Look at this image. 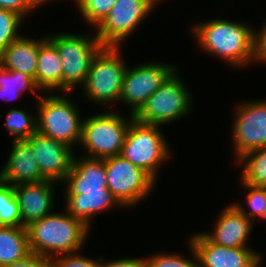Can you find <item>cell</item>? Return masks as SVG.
I'll return each instance as SVG.
<instances>
[{
  "label": "cell",
  "mask_w": 266,
  "mask_h": 267,
  "mask_svg": "<svg viewBox=\"0 0 266 267\" xmlns=\"http://www.w3.org/2000/svg\"><path fill=\"white\" fill-rule=\"evenodd\" d=\"M191 32L202 51L232 67L256 62V31L244 22L213 19L192 25Z\"/></svg>",
  "instance_id": "cell-1"
},
{
  "label": "cell",
  "mask_w": 266,
  "mask_h": 267,
  "mask_svg": "<svg viewBox=\"0 0 266 267\" xmlns=\"http://www.w3.org/2000/svg\"><path fill=\"white\" fill-rule=\"evenodd\" d=\"M53 94H41L37 100V133L71 148L80 146L83 120L77 105L64 92L63 95Z\"/></svg>",
  "instance_id": "cell-3"
},
{
  "label": "cell",
  "mask_w": 266,
  "mask_h": 267,
  "mask_svg": "<svg viewBox=\"0 0 266 267\" xmlns=\"http://www.w3.org/2000/svg\"><path fill=\"white\" fill-rule=\"evenodd\" d=\"M104 267H147L146 258H122L105 261Z\"/></svg>",
  "instance_id": "cell-35"
},
{
  "label": "cell",
  "mask_w": 266,
  "mask_h": 267,
  "mask_svg": "<svg viewBox=\"0 0 266 267\" xmlns=\"http://www.w3.org/2000/svg\"><path fill=\"white\" fill-rule=\"evenodd\" d=\"M156 5L151 0H117L104 20L94 29L103 46H121Z\"/></svg>",
  "instance_id": "cell-10"
},
{
  "label": "cell",
  "mask_w": 266,
  "mask_h": 267,
  "mask_svg": "<svg viewBox=\"0 0 266 267\" xmlns=\"http://www.w3.org/2000/svg\"><path fill=\"white\" fill-rule=\"evenodd\" d=\"M62 61V92L71 93L86 82L93 58L103 47L97 36L58 33L46 35ZM92 37V38H91Z\"/></svg>",
  "instance_id": "cell-6"
},
{
  "label": "cell",
  "mask_w": 266,
  "mask_h": 267,
  "mask_svg": "<svg viewBox=\"0 0 266 267\" xmlns=\"http://www.w3.org/2000/svg\"><path fill=\"white\" fill-rule=\"evenodd\" d=\"M161 127L142 123L134 118L129 125L120 154L147 172L156 182L159 168L172 154Z\"/></svg>",
  "instance_id": "cell-4"
},
{
  "label": "cell",
  "mask_w": 266,
  "mask_h": 267,
  "mask_svg": "<svg viewBox=\"0 0 266 267\" xmlns=\"http://www.w3.org/2000/svg\"><path fill=\"white\" fill-rule=\"evenodd\" d=\"M2 267H52V259L30 252L24 258Z\"/></svg>",
  "instance_id": "cell-33"
},
{
  "label": "cell",
  "mask_w": 266,
  "mask_h": 267,
  "mask_svg": "<svg viewBox=\"0 0 266 267\" xmlns=\"http://www.w3.org/2000/svg\"><path fill=\"white\" fill-rule=\"evenodd\" d=\"M0 226H22L14 186L0 181Z\"/></svg>",
  "instance_id": "cell-26"
},
{
  "label": "cell",
  "mask_w": 266,
  "mask_h": 267,
  "mask_svg": "<svg viewBox=\"0 0 266 267\" xmlns=\"http://www.w3.org/2000/svg\"><path fill=\"white\" fill-rule=\"evenodd\" d=\"M44 3L47 2L45 0H0V9L15 12L24 19Z\"/></svg>",
  "instance_id": "cell-32"
},
{
  "label": "cell",
  "mask_w": 266,
  "mask_h": 267,
  "mask_svg": "<svg viewBox=\"0 0 266 267\" xmlns=\"http://www.w3.org/2000/svg\"><path fill=\"white\" fill-rule=\"evenodd\" d=\"M189 248L191 249L190 252L192 254V259L185 258L178 253H157L154 255H149L146 257V264L147 267H198V257L196 250L189 242Z\"/></svg>",
  "instance_id": "cell-29"
},
{
  "label": "cell",
  "mask_w": 266,
  "mask_h": 267,
  "mask_svg": "<svg viewBox=\"0 0 266 267\" xmlns=\"http://www.w3.org/2000/svg\"><path fill=\"white\" fill-rule=\"evenodd\" d=\"M64 196L65 210L88 227L92 226L91 220L97 214L121 206L108 188H102L101 191H79V195Z\"/></svg>",
  "instance_id": "cell-19"
},
{
  "label": "cell",
  "mask_w": 266,
  "mask_h": 267,
  "mask_svg": "<svg viewBox=\"0 0 266 267\" xmlns=\"http://www.w3.org/2000/svg\"><path fill=\"white\" fill-rule=\"evenodd\" d=\"M240 185H243L245 189H247V195H245V204L249 208V213L246 209L241 205V203H233L241 213H243L247 218H249L252 222L257 217H261L263 210L266 207V187H256L249 184L244 183L240 180Z\"/></svg>",
  "instance_id": "cell-28"
},
{
  "label": "cell",
  "mask_w": 266,
  "mask_h": 267,
  "mask_svg": "<svg viewBox=\"0 0 266 267\" xmlns=\"http://www.w3.org/2000/svg\"><path fill=\"white\" fill-rule=\"evenodd\" d=\"M175 64L147 62L126 68L120 102L135 114L166 80L177 70Z\"/></svg>",
  "instance_id": "cell-11"
},
{
  "label": "cell",
  "mask_w": 266,
  "mask_h": 267,
  "mask_svg": "<svg viewBox=\"0 0 266 267\" xmlns=\"http://www.w3.org/2000/svg\"><path fill=\"white\" fill-rule=\"evenodd\" d=\"M107 188L121 207L129 208L155 190L156 181L121 155L104 158Z\"/></svg>",
  "instance_id": "cell-9"
},
{
  "label": "cell",
  "mask_w": 266,
  "mask_h": 267,
  "mask_svg": "<svg viewBox=\"0 0 266 267\" xmlns=\"http://www.w3.org/2000/svg\"><path fill=\"white\" fill-rule=\"evenodd\" d=\"M120 113L105 111L83 119L80 145L87 152L83 156L104 159L121 154L134 115L129 111V115L125 118Z\"/></svg>",
  "instance_id": "cell-7"
},
{
  "label": "cell",
  "mask_w": 266,
  "mask_h": 267,
  "mask_svg": "<svg viewBox=\"0 0 266 267\" xmlns=\"http://www.w3.org/2000/svg\"><path fill=\"white\" fill-rule=\"evenodd\" d=\"M55 183L57 182L44 180L14 186V193L20 208L22 227H27L53 213Z\"/></svg>",
  "instance_id": "cell-15"
},
{
  "label": "cell",
  "mask_w": 266,
  "mask_h": 267,
  "mask_svg": "<svg viewBox=\"0 0 266 267\" xmlns=\"http://www.w3.org/2000/svg\"><path fill=\"white\" fill-rule=\"evenodd\" d=\"M39 39L21 35L0 53V65L9 71H20L35 79Z\"/></svg>",
  "instance_id": "cell-20"
},
{
  "label": "cell",
  "mask_w": 266,
  "mask_h": 267,
  "mask_svg": "<svg viewBox=\"0 0 266 267\" xmlns=\"http://www.w3.org/2000/svg\"><path fill=\"white\" fill-rule=\"evenodd\" d=\"M63 184L66 185L65 195H79V191H101L107 188L104 160L74 156L72 168Z\"/></svg>",
  "instance_id": "cell-18"
},
{
  "label": "cell",
  "mask_w": 266,
  "mask_h": 267,
  "mask_svg": "<svg viewBox=\"0 0 266 267\" xmlns=\"http://www.w3.org/2000/svg\"><path fill=\"white\" fill-rule=\"evenodd\" d=\"M232 124L235 161L249 151L266 147V100L238 104Z\"/></svg>",
  "instance_id": "cell-12"
},
{
  "label": "cell",
  "mask_w": 266,
  "mask_h": 267,
  "mask_svg": "<svg viewBox=\"0 0 266 267\" xmlns=\"http://www.w3.org/2000/svg\"><path fill=\"white\" fill-rule=\"evenodd\" d=\"M213 228L211 232H203L213 243L225 247H249L247 242L253 222L234 204L222 209Z\"/></svg>",
  "instance_id": "cell-17"
},
{
  "label": "cell",
  "mask_w": 266,
  "mask_h": 267,
  "mask_svg": "<svg viewBox=\"0 0 266 267\" xmlns=\"http://www.w3.org/2000/svg\"><path fill=\"white\" fill-rule=\"evenodd\" d=\"M97 260L80 255V253L61 254L52 259V267H104V257Z\"/></svg>",
  "instance_id": "cell-31"
},
{
  "label": "cell",
  "mask_w": 266,
  "mask_h": 267,
  "mask_svg": "<svg viewBox=\"0 0 266 267\" xmlns=\"http://www.w3.org/2000/svg\"><path fill=\"white\" fill-rule=\"evenodd\" d=\"M27 141L32 145L41 175L46 180L62 183L72 168L73 148L37 132Z\"/></svg>",
  "instance_id": "cell-14"
},
{
  "label": "cell",
  "mask_w": 266,
  "mask_h": 267,
  "mask_svg": "<svg viewBox=\"0 0 266 267\" xmlns=\"http://www.w3.org/2000/svg\"><path fill=\"white\" fill-rule=\"evenodd\" d=\"M80 15L94 29L108 15L117 0H74Z\"/></svg>",
  "instance_id": "cell-27"
},
{
  "label": "cell",
  "mask_w": 266,
  "mask_h": 267,
  "mask_svg": "<svg viewBox=\"0 0 266 267\" xmlns=\"http://www.w3.org/2000/svg\"><path fill=\"white\" fill-rule=\"evenodd\" d=\"M36 85L41 91L62 92V61L57 47L43 36L39 39V54L37 58Z\"/></svg>",
  "instance_id": "cell-21"
},
{
  "label": "cell",
  "mask_w": 266,
  "mask_h": 267,
  "mask_svg": "<svg viewBox=\"0 0 266 267\" xmlns=\"http://www.w3.org/2000/svg\"><path fill=\"white\" fill-rule=\"evenodd\" d=\"M23 18L12 11L0 9V53L22 33L18 31Z\"/></svg>",
  "instance_id": "cell-30"
},
{
  "label": "cell",
  "mask_w": 266,
  "mask_h": 267,
  "mask_svg": "<svg viewBox=\"0 0 266 267\" xmlns=\"http://www.w3.org/2000/svg\"><path fill=\"white\" fill-rule=\"evenodd\" d=\"M260 218H261V219H266V207H265V209L263 210V213H262V215H261Z\"/></svg>",
  "instance_id": "cell-36"
},
{
  "label": "cell",
  "mask_w": 266,
  "mask_h": 267,
  "mask_svg": "<svg viewBox=\"0 0 266 267\" xmlns=\"http://www.w3.org/2000/svg\"><path fill=\"white\" fill-rule=\"evenodd\" d=\"M243 164L241 180L256 187H266V147L249 151L237 160Z\"/></svg>",
  "instance_id": "cell-24"
},
{
  "label": "cell",
  "mask_w": 266,
  "mask_h": 267,
  "mask_svg": "<svg viewBox=\"0 0 266 267\" xmlns=\"http://www.w3.org/2000/svg\"><path fill=\"white\" fill-rule=\"evenodd\" d=\"M30 90L36 94L41 89L36 85L35 79L20 71H9L0 65V98L3 100H16L22 96L24 91Z\"/></svg>",
  "instance_id": "cell-23"
},
{
  "label": "cell",
  "mask_w": 266,
  "mask_h": 267,
  "mask_svg": "<svg viewBox=\"0 0 266 267\" xmlns=\"http://www.w3.org/2000/svg\"><path fill=\"white\" fill-rule=\"evenodd\" d=\"M155 5H157V4H159V3H161V1H163V0H151Z\"/></svg>",
  "instance_id": "cell-37"
},
{
  "label": "cell",
  "mask_w": 266,
  "mask_h": 267,
  "mask_svg": "<svg viewBox=\"0 0 266 267\" xmlns=\"http://www.w3.org/2000/svg\"><path fill=\"white\" fill-rule=\"evenodd\" d=\"M177 70L134 114V118L142 123L166 125L188 116L192 105V93Z\"/></svg>",
  "instance_id": "cell-8"
},
{
  "label": "cell",
  "mask_w": 266,
  "mask_h": 267,
  "mask_svg": "<svg viewBox=\"0 0 266 267\" xmlns=\"http://www.w3.org/2000/svg\"><path fill=\"white\" fill-rule=\"evenodd\" d=\"M256 31V62L266 63V22Z\"/></svg>",
  "instance_id": "cell-34"
},
{
  "label": "cell",
  "mask_w": 266,
  "mask_h": 267,
  "mask_svg": "<svg viewBox=\"0 0 266 267\" xmlns=\"http://www.w3.org/2000/svg\"><path fill=\"white\" fill-rule=\"evenodd\" d=\"M12 144L8 160L0 170V181L15 186L46 180L41 175L32 145L27 140H12Z\"/></svg>",
  "instance_id": "cell-16"
},
{
  "label": "cell",
  "mask_w": 266,
  "mask_h": 267,
  "mask_svg": "<svg viewBox=\"0 0 266 267\" xmlns=\"http://www.w3.org/2000/svg\"><path fill=\"white\" fill-rule=\"evenodd\" d=\"M30 252L26 227L0 226V267L24 258Z\"/></svg>",
  "instance_id": "cell-22"
},
{
  "label": "cell",
  "mask_w": 266,
  "mask_h": 267,
  "mask_svg": "<svg viewBox=\"0 0 266 267\" xmlns=\"http://www.w3.org/2000/svg\"><path fill=\"white\" fill-rule=\"evenodd\" d=\"M5 127L13 140H27L37 132V115L12 108L6 116Z\"/></svg>",
  "instance_id": "cell-25"
},
{
  "label": "cell",
  "mask_w": 266,
  "mask_h": 267,
  "mask_svg": "<svg viewBox=\"0 0 266 267\" xmlns=\"http://www.w3.org/2000/svg\"><path fill=\"white\" fill-rule=\"evenodd\" d=\"M26 228L30 251L50 259L61 254L80 252L92 229L65 209L61 213L53 212Z\"/></svg>",
  "instance_id": "cell-2"
},
{
  "label": "cell",
  "mask_w": 266,
  "mask_h": 267,
  "mask_svg": "<svg viewBox=\"0 0 266 267\" xmlns=\"http://www.w3.org/2000/svg\"><path fill=\"white\" fill-rule=\"evenodd\" d=\"M196 250L198 267H261L262 255L248 247H225L213 243L203 232L189 238Z\"/></svg>",
  "instance_id": "cell-13"
},
{
  "label": "cell",
  "mask_w": 266,
  "mask_h": 267,
  "mask_svg": "<svg viewBox=\"0 0 266 267\" xmlns=\"http://www.w3.org/2000/svg\"><path fill=\"white\" fill-rule=\"evenodd\" d=\"M120 53V46H103L97 52L81 88L88 101L100 106L119 102L127 68Z\"/></svg>",
  "instance_id": "cell-5"
}]
</instances>
